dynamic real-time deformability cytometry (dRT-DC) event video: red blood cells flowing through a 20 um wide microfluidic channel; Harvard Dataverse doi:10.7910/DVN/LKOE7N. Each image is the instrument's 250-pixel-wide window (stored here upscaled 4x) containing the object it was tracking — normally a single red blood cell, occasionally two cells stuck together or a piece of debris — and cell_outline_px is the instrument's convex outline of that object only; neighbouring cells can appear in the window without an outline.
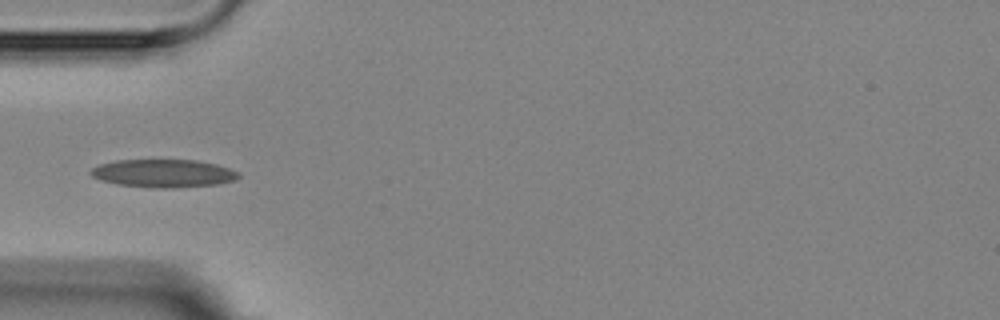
{"species": "Egyptian fruit bat (a non-hibernating species)", "species_latin": "Rousettus aegyptiacus", "temperature_condition": "room temperature", "stored_images_in_passage": 2, "camera_frame_rate_fps": 3000, "um_per_image_px": 0.085, "animal": {"sex": "female"}, "frame": {"image": 1, "passage_image": 1, "time_ms": 0.0, "image_size_px": [1000, 320], "cell_outline_px": [[240, 176], [236, 180], [216, 184], [176, 188], [152, 188], [120, 184], [100, 180], [92, 176], [88, 172], [92, 168], [100, 164], [116, 160], [196, 160], [216, 164], [240, 172]], "centroid_in_image_um": [13.9, 14.73], "position_along_channel_um": 71.1, "area_um2": 24.16}}